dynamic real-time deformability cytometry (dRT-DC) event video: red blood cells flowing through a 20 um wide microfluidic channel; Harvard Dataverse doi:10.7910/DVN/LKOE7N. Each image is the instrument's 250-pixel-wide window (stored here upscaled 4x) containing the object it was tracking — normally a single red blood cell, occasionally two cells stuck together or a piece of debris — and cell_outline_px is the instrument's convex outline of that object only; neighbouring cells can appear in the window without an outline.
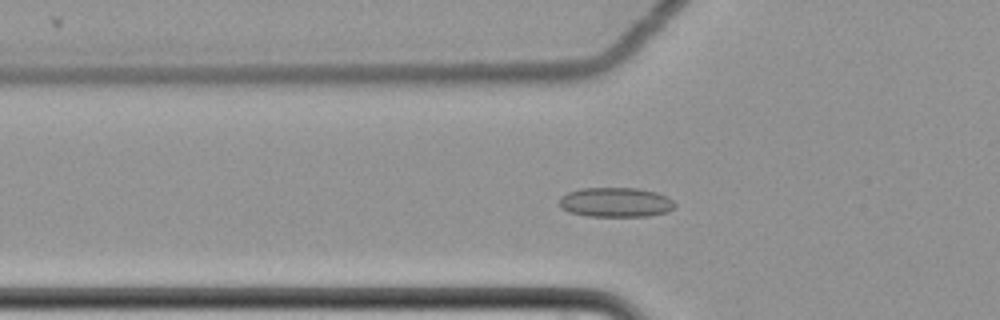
{"species": "common noctule bat (a hibernating species)", "species_latin": "Nyctalus noctula", "temperature_condition": "cold", "stored_images_in_passage": 64, "camera_frame_rate_fps": 3000, "um_per_image_px": 0.085, "animal": {"sex": "female", "body_mass_g": 22.7, "forearm_length_mm": 54.2}, "frame": {"image": 1, "passage_image": 24, "time_ms": 7.667, "image_size_px": [1000, 320], "cell_outline_px": [[676, 204], [668, 212], [648, 216], [588, 216], [568, 212], [560, 208], [560, 196], [568, 192], [580, 188], [636, 188], [656, 192], [668, 196]], "centroid_in_image_um": [52.32, 17.19], "position_along_channel_um": 73.5, "area_um2": 20.06}}
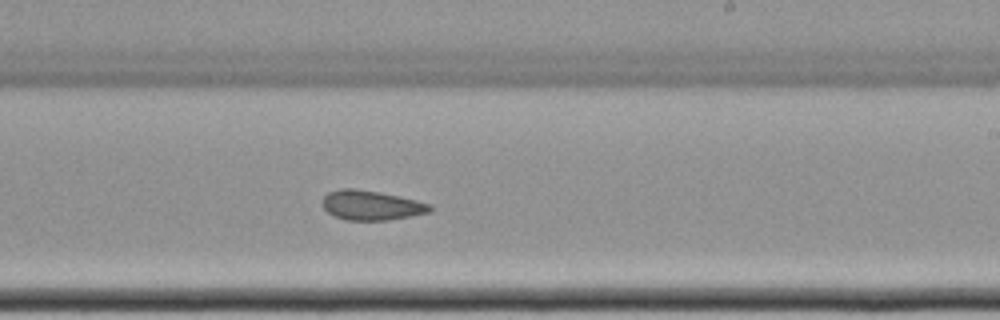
{"frame": {"image": 2, "passage_image": 40, "time_ms": 13.0, "image_size_px": [1000, 320], "cell_outline_px": [[432, 208], [428, 212], [412, 216], [388, 220], [344, 220], [328, 212], [324, 208], [324, 196], [328, 192], [340, 188], [352, 188], [400, 196], [432, 204]], "centroid_in_image_um": [31.58, 17.45], "position_along_channel_um": 257.4, "area_um2": 18.38}}
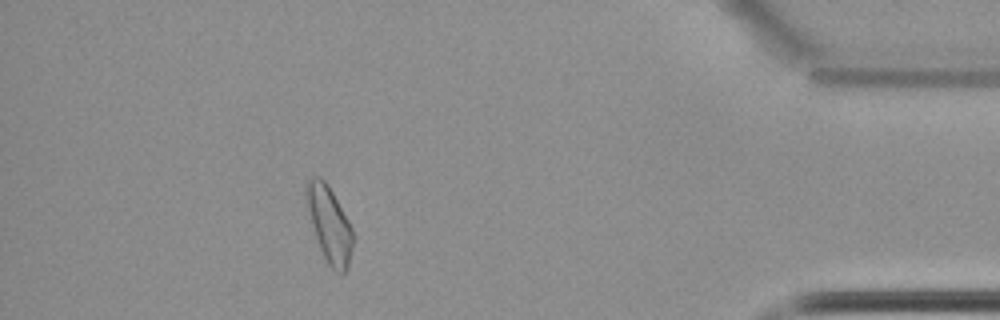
{"frame": {"image": 3, "passage_image": 57, "time_ms": 18.667, "image_size_px": [1000, 320], "cell_outline_px": [[352, 248], [348, 264], [344, 272], [340, 276], [328, 264], [320, 248], [316, 236], [304, 196], [304, 184], [308, 176], [320, 176], [328, 184], [348, 220], [352, 228]], "centroid_in_image_um": [27.96, 18.99], "position_along_channel_um": 407.2, "area_um2": 20.46}, "authors_computed_cell_mechanics": {"area_um2": 19.5942, "velocity_mm_per_s": 3.4812, "shape_relaxation_time_tau1_ms": null, "shape_relaxation_time_tau2_ms": 9.8401, "deformation_change_tau1": null, "deformation_change_tau2": 0.1299}}